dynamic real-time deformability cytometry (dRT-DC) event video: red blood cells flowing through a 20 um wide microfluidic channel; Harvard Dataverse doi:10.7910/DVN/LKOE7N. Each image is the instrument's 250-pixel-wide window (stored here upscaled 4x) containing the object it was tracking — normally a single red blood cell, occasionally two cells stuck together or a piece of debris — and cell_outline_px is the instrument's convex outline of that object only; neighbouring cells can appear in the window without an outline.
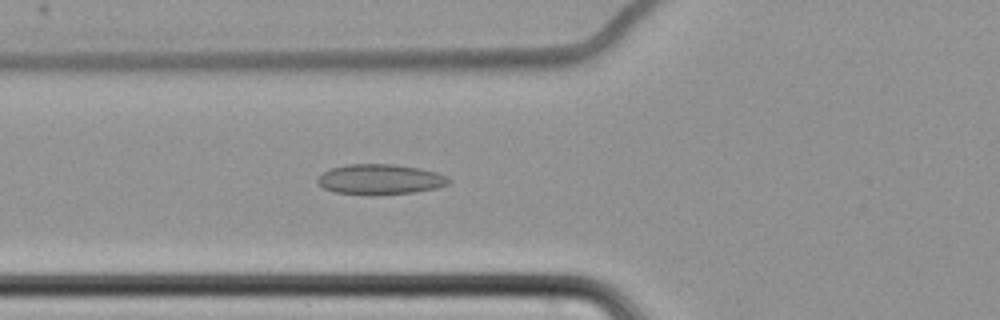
{"species": "common noctule bat (a hibernating species)", "species_latin": "Nyctalus noctula", "temperature_condition": "cold", "stored_images_in_passage": 64, "camera_frame_rate_fps": 3000, "um_per_image_px": 0.085, "animal": {"sex": "female", "body_mass_g": 22.7, "forearm_length_mm": 54.2}, "frame": {"image": 1, "passage_image": 27, "time_ms": 8.667, "image_size_px": [1000, 320], "cell_outline_px": [[452, 180], [448, 184], [436, 188], [412, 192], [336, 192], [324, 188], [316, 184], [316, 180], [324, 172], [332, 168], [348, 164], [392, 164], [420, 168], [436, 172], [448, 176]], "centroid_in_image_um": [32.34, 15.19], "position_along_channel_um": 93.5, "area_um2": 22.2}}
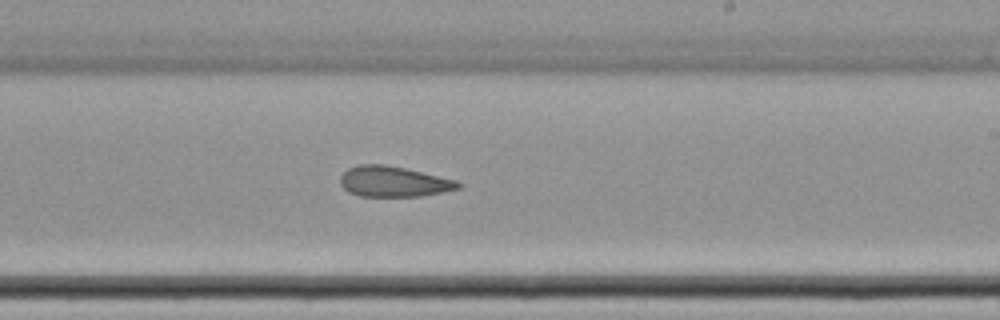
{"frame": {"image": 2, "passage_image": 41, "time_ms": 13.333, "image_size_px": [1000, 320], "cell_outline_px": [[464, 184], [460, 188], [444, 192], [420, 196], [360, 196], [348, 192], [340, 184], [340, 176], [348, 168], [360, 164], [384, 164], [404, 168], [456, 180]], "centroid_in_image_um": [33.45, 15.44], "position_along_channel_um": 255.5, "area_um2": 20.98}}
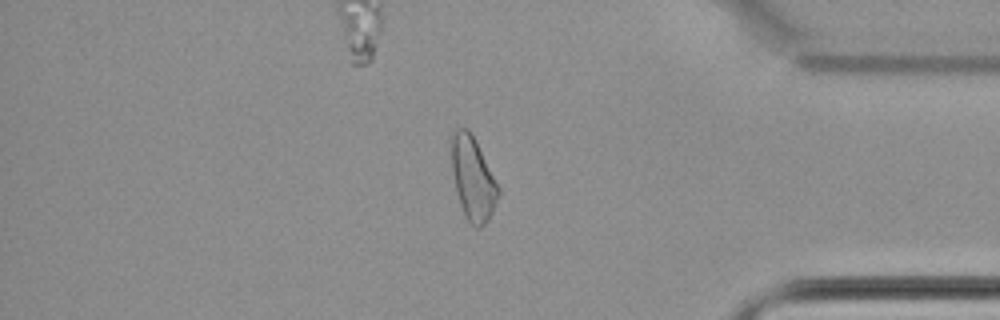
{"frame": {"image": 3, "passage_image": 55, "time_ms": 18.0, "image_size_px": [1000, 320], "cell_outline_px": [[500, 192], [492, 212], [488, 220], [480, 228], [476, 228], [464, 216], [456, 192], [452, 172], [448, 140], [448, 136], [456, 128], [468, 128], [472, 132], [500, 188]], "centroid_in_image_um": [40.14, 15.09], "position_along_channel_um": 395.1, "area_um2": 23.41}, "authors_computed_cell_mechanics": {"area_um2": 23.2645, "velocity_mm_per_s": 3.4755, "shape_relaxation_time_tau1_ms": null, "shape_relaxation_time_tau2_ms": 9.1471, "deformation_change_tau1": null, "deformation_change_tau2": 0.171}}